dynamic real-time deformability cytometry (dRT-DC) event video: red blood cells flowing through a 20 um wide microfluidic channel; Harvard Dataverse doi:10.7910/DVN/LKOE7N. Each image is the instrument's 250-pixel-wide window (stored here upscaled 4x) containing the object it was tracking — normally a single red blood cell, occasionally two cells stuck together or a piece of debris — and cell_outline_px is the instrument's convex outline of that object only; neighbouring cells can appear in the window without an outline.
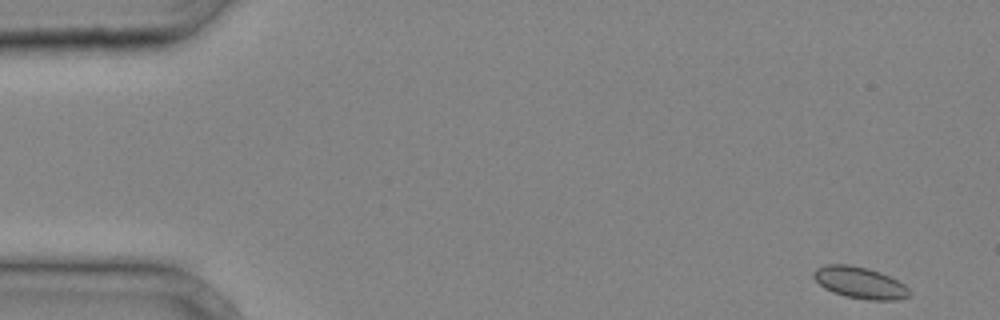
{"species": "common noctule bat (a hibernating species)", "species_latin": "Nyctalus noctula", "temperature_condition": "cold", "stored_images_in_passage": 37, "camera_frame_rate_fps": 3000, "um_per_image_px": 0.085, "animal": {"sex": "male", "body_mass_g": 20.4}, "frame": {"image": 1, "passage_image": 1, "time_ms": 0.0, "image_size_px": [1000, 320], "cell_outline_px": [[912, 292], [908, 296], [900, 300], [868, 300], [844, 296], [832, 292], [824, 288], [812, 276], [812, 272], [816, 268], [824, 264], [848, 264], [868, 268], [880, 272], [904, 284]], "centroid_in_image_um": [73.07, 24.03], "position_along_channel_um": 11.9, "area_um2": 17.8}}
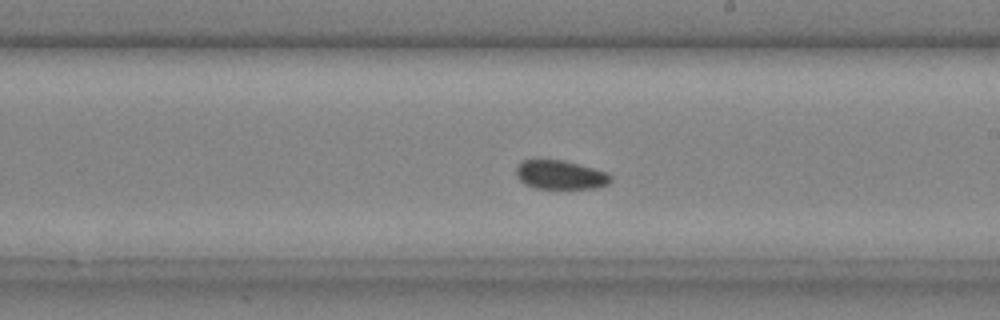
{"frame": {"image": 2, "passage_image": 22, "time_ms": 7.0, "image_size_px": [1000, 320], "cell_outline_px": [[612, 180], [608, 184], [596, 188], [536, 188], [524, 184], [516, 176], [516, 168], [524, 160], [564, 160], [592, 168], [604, 172], [612, 176]], "centroid_in_image_um": [47.62, 14.87], "position_along_channel_um": 241.4, "area_um2": 15.72}}
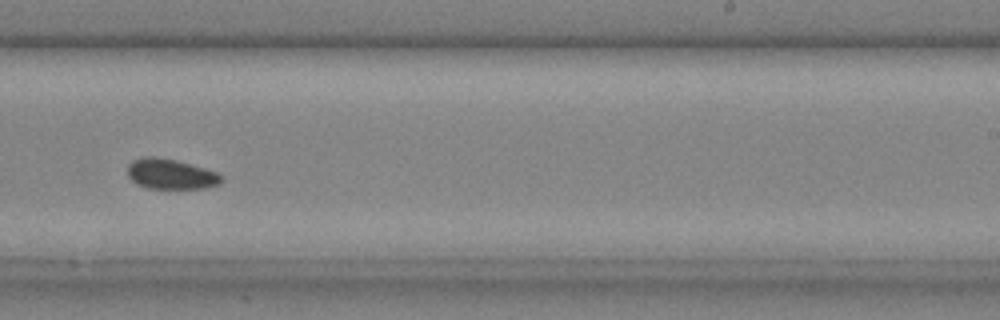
{"frame": {"image": 3, "passage_image": 24, "time_ms": 7.667, "image_size_px": [1000, 320], "cell_outline_px": [[224, 180], [220, 184], [204, 188], [148, 188], [136, 184], [128, 176], [128, 164], [132, 160], [144, 156], [156, 156], [176, 160], [204, 168], [216, 172]], "centroid_in_image_um": [14.48, 14.78], "position_along_channel_um": 274.5, "area_um2": 16.53}}